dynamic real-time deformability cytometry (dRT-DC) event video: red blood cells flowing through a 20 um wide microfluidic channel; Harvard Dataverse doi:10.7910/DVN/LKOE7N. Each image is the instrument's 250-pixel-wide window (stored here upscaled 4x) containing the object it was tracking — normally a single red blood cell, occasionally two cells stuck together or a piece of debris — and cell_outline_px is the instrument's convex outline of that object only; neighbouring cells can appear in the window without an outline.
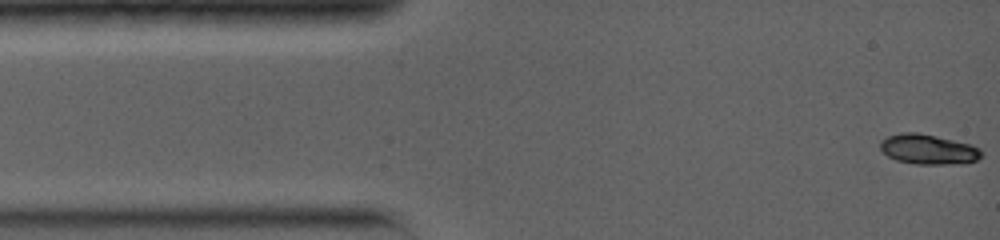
{"species": "common noctule bat (a hibernating species)", "species_latin": "Nyctalus noctula", "temperature_condition": "warm", "stored_images_in_passage": 30, "camera_frame_rate_fps": 5000, "um_per_image_px": 0.085, "animal": {"sex": "female", "body_mass_g": 19.0, "forearm_length_mm": 56.7}, "frame": {"image": 1, "passage_image": 1, "time_ms": 0.0, "image_size_px": [1000, 240], "cell_outline_px": [[980, 156], [976, 160], [948, 164], [916, 164], [896, 160], [888, 156], [880, 148], [880, 140], [888, 136], [900, 132], [916, 132], [936, 136], [972, 144], [980, 148]], "centroid_in_image_um": [78.85, 12.67], "position_along_channel_um": 6.1, "area_um2": 17.51}}
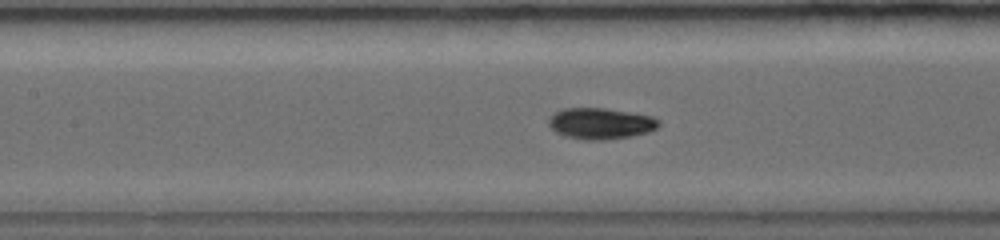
{"frame": {"image": 2, "passage_image": 12, "time_ms": 5.8, "image_size_px": [1000, 240], "cell_outline_px": [[660, 124], [656, 128], [648, 132], [608, 140], [584, 140], [564, 136], [556, 132], [548, 124], [548, 116], [560, 108], [604, 108], [652, 116], [660, 120]], "centroid_in_image_um": [51.0, 10.49], "position_along_channel_um": 156.4, "area_um2": 20.11}}
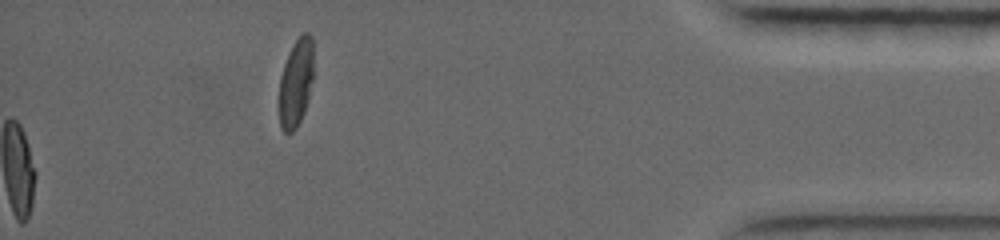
{"frame": {"image": 3, "passage_image": 30, "time_ms": 16.6, "image_size_px": [1000, 240], "cell_outline_px": [[312, 80], [308, 100], [304, 112], [296, 128], [292, 132], [284, 132], [280, 128], [280, 76], [284, 64], [296, 40], [304, 32], [308, 32], [312, 36]], "centroid_in_image_um": [25.16, 7.05], "position_along_channel_um": 410.0, "area_um2": 17.22}, "authors_computed_cell_mechanics": {"area_um2": 18.5249, "velocity_mm_per_s": 3.9586, "shape_relaxation_time_tau1_ms": 4.8637, "shape_relaxation_time_tau2_ms": null, "deformation_change_tau1": 0.2224, "deformation_change_tau2": null}}